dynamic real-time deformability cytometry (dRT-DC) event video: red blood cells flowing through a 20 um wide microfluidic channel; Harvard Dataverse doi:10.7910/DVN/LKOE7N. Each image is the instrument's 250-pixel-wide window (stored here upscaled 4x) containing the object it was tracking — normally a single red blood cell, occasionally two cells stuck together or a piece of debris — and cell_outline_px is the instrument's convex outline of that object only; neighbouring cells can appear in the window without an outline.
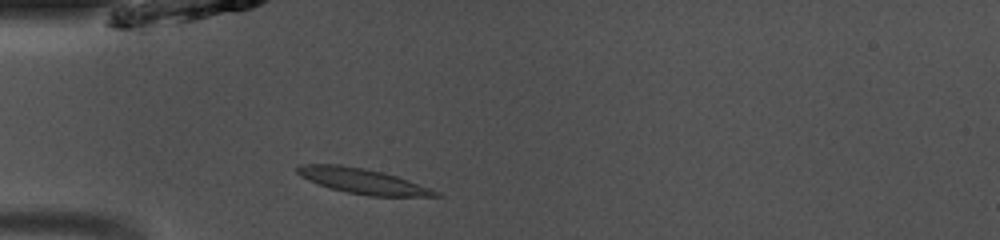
{"species": "common noctule bat (a hibernating species)", "species_latin": "Nyctalus noctula", "temperature_condition": "room temperature", "stored_images_in_passage": 37, "camera_frame_rate_fps": 3000, "um_per_image_px": 0.085, "animal": {"sex": "male", "body_mass_g": 13.0, "forearm_length_mm": 53.1}, "frame": {"image": 1, "passage_image": 3, "time_ms": 0.667, "image_size_px": [1000, 240], "cell_outline_px": [[444, 196], [368, 196], [348, 192], [332, 188], [308, 180], [300, 176], [296, 172], [296, 168], [300, 164], [340, 164], [364, 168], [384, 172], [432, 188], [440, 192]], "centroid_in_image_um": [30.85, 15.38], "position_along_channel_um": 54.1, "area_um2": 20.29}}
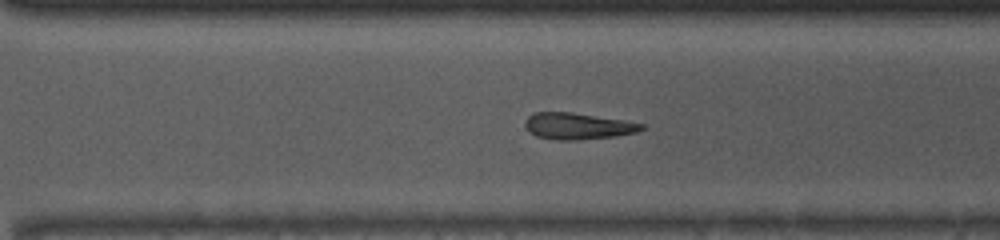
{"frame": {"image": 2, "passage_image": 23, "time_ms": 7.333, "image_size_px": [1000, 240], "cell_outline_px": [[644, 128], [636, 132], [616, 136], [576, 140], [556, 140], [536, 136], [524, 124], [524, 120], [532, 112], [572, 112], [624, 120], [644, 124]], "centroid_in_image_um": [49.09, 10.71], "position_along_channel_um": 321.5, "area_um2": 17.92}}
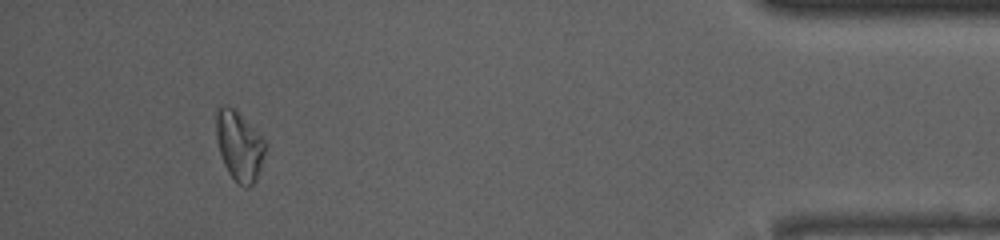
{"frame": {"image": 3, "passage_image": 34, "time_ms": 11.0, "image_size_px": [1000, 240], "cell_outline_px": [[264, 156], [256, 180], [248, 188], [244, 188], [236, 184], [228, 172], [224, 164], [216, 140], [216, 108], [220, 104], [224, 104], [236, 108], [264, 140]], "centroid_in_image_um": [20.3, 12.38], "position_along_channel_um": 414.9, "area_um2": 20.11}, "authors_computed_cell_mechanics": {"area_um2": 18.5538, "velocity_mm_per_s": 4.1162, "shape_relaxation_time_tau1_ms": 3.3902, "shape_relaxation_time_tau2_ms": 7.7913, "deformation_change_tau1": 0.1486, "deformation_change_tau2": 0.2053}}